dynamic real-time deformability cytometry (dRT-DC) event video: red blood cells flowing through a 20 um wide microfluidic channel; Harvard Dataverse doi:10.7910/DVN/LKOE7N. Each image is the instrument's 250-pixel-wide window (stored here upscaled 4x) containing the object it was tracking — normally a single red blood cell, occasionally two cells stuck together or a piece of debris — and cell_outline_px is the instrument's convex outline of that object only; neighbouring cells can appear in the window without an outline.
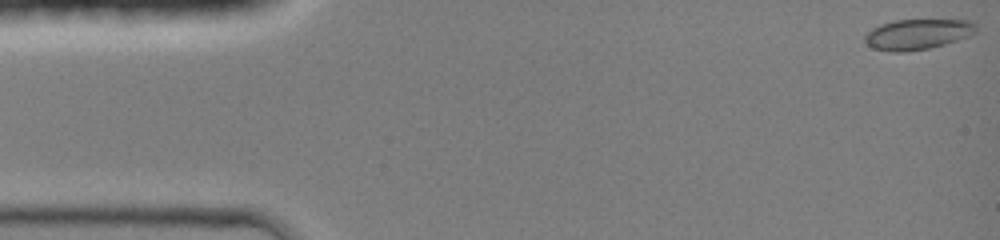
{"species": "common noctule bat (a hibernating species)", "species_latin": "Nyctalus noctula", "temperature_condition": "room temperature", "stored_images_in_passage": 43, "camera_frame_rate_fps": 3000, "um_per_image_px": 0.085, "animal": {"sex": "female", "body_mass_g": 19.0, "forearm_length_mm": 51.5}, "frame": {"image": 1, "passage_image": 1, "time_ms": 0.0, "image_size_px": [1000, 240], "cell_outline_px": [[976, 32], [968, 36], [944, 44], [928, 48], [904, 52], [892, 52], [872, 48], [864, 40], [864, 36], [872, 28], [880, 24], [896, 20], [976, 20]], "centroid_in_image_um": [77.99, 2.9], "position_along_channel_um": 7.0, "area_um2": 19.71}}
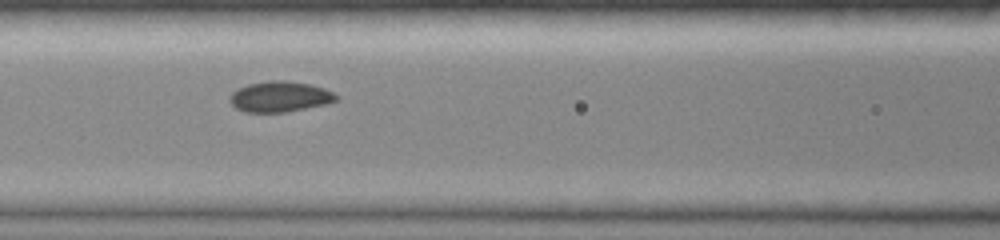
{"frame": {"image": 2, "passage_image": 19, "time_ms": 6.0, "image_size_px": [1000, 240], "cell_outline_px": [[340, 100], [324, 104], [284, 112], [244, 112], [236, 108], [228, 100], [228, 96], [232, 92], [248, 84], [268, 80], [280, 80], [308, 84], [324, 88], [340, 96]], "centroid_in_image_um": [23.77, 8.21], "position_along_channel_um": 142.8, "area_um2": 18.9}}
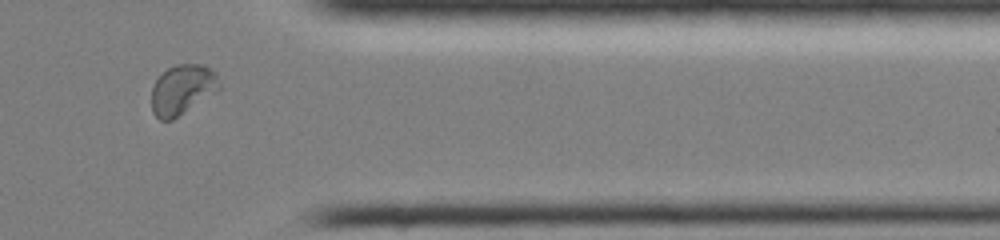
{"frame": {"image": 3, "passage_image": 37, "time_ms": 12.0, "image_size_px": [1000, 240], "cell_outline_px": [[220, 88], [216, 92], [172, 120], [160, 120], [152, 112], [152, 88], [156, 80], [168, 68], [176, 64], [200, 64], [216, 72], [220, 84]], "centroid_in_image_um": [15.5, 7.61], "position_along_channel_um": 395.9, "area_um2": 19.54}}